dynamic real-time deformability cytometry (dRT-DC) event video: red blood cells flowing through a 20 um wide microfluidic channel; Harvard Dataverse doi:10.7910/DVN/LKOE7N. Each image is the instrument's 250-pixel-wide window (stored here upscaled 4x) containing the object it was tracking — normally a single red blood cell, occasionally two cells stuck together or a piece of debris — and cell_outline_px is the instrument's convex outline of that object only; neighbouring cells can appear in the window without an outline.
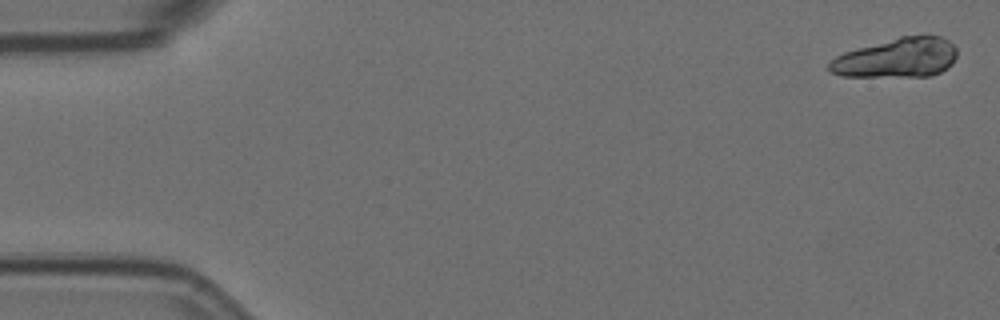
{"species": "Egyptian fruit bat (a non-hibernating species)", "species_latin": "Rousettus aegyptiacus", "temperature_condition": "room temperature", "stored_images_in_passage": 7, "segment_of_instrument_passage": [1, 2], "camera_frame_rate_fps": 3000, "um_per_image_px": 0.085, "animal": {"sex": "female"}, "frame": {"image": 1, "passage_image": 1, "time_ms": 0.0, "image_size_px": [1000, 320], "cell_outline_px": [[956, 56], [952, 64], [948, 68], [932, 76], [840, 76], [832, 72], [828, 68], [828, 64], [836, 56], [844, 52], [900, 36], [928, 32], [940, 36], [948, 40], [956, 48]], "centroid_in_image_um": [76.29, 4.89], "position_along_channel_um": 8.7, "area_um2": 29.82}}